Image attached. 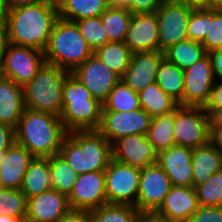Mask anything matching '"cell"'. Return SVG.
I'll list each match as a JSON object with an SVG mask.
<instances>
[{
	"label": "cell",
	"instance_id": "obj_1",
	"mask_svg": "<svg viewBox=\"0 0 222 222\" xmlns=\"http://www.w3.org/2000/svg\"><path fill=\"white\" fill-rule=\"evenodd\" d=\"M2 13L7 43L45 51L53 25L59 18L56 0H42Z\"/></svg>",
	"mask_w": 222,
	"mask_h": 222
},
{
	"label": "cell",
	"instance_id": "obj_58",
	"mask_svg": "<svg viewBox=\"0 0 222 222\" xmlns=\"http://www.w3.org/2000/svg\"><path fill=\"white\" fill-rule=\"evenodd\" d=\"M3 78V74H2V71H1V68H0V80Z\"/></svg>",
	"mask_w": 222,
	"mask_h": 222
},
{
	"label": "cell",
	"instance_id": "obj_22",
	"mask_svg": "<svg viewBox=\"0 0 222 222\" xmlns=\"http://www.w3.org/2000/svg\"><path fill=\"white\" fill-rule=\"evenodd\" d=\"M34 156L28 149L14 143L8 150L0 166V183L2 188L20 189L24 174Z\"/></svg>",
	"mask_w": 222,
	"mask_h": 222
},
{
	"label": "cell",
	"instance_id": "obj_32",
	"mask_svg": "<svg viewBox=\"0 0 222 222\" xmlns=\"http://www.w3.org/2000/svg\"><path fill=\"white\" fill-rule=\"evenodd\" d=\"M49 168L52 189L68 197L79 174L70 166L60 153L49 157Z\"/></svg>",
	"mask_w": 222,
	"mask_h": 222
},
{
	"label": "cell",
	"instance_id": "obj_18",
	"mask_svg": "<svg viewBox=\"0 0 222 222\" xmlns=\"http://www.w3.org/2000/svg\"><path fill=\"white\" fill-rule=\"evenodd\" d=\"M164 52H137L131 56L130 63L121 80L137 94L149 84L156 82L157 73Z\"/></svg>",
	"mask_w": 222,
	"mask_h": 222
},
{
	"label": "cell",
	"instance_id": "obj_53",
	"mask_svg": "<svg viewBox=\"0 0 222 222\" xmlns=\"http://www.w3.org/2000/svg\"><path fill=\"white\" fill-rule=\"evenodd\" d=\"M109 7L125 8L131 12V0H108Z\"/></svg>",
	"mask_w": 222,
	"mask_h": 222
},
{
	"label": "cell",
	"instance_id": "obj_51",
	"mask_svg": "<svg viewBox=\"0 0 222 222\" xmlns=\"http://www.w3.org/2000/svg\"><path fill=\"white\" fill-rule=\"evenodd\" d=\"M140 222H177L157 215L155 212L142 213Z\"/></svg>",
	"mask_w": 222,
	"mask_h": 222
},
{
	"label": "cell",
	"instance_id": "obj_9",
	"mask_svg": "<svg viewBox=\"0 0 222 222\" xmlns=\"http://www.w3.org/2000/svg\"><path fill=\"white\" fill-rule=\"evenodd\" d=\"M141 169L110 160L105 169V190L109 204L136 207Z\"/></svg>",
	"mask_w": 222,
	"mask_h": 222
},
{
	"label": "cell",
	"instance_id": "obj_5",
	"mask_svg": "<svg viewBox=\"0 0 222 222\" xmlns=\"http://www.w3.org/2000/svg\"><path fill=\"white\" fill-rule=\"evenodd\" d=\"M94 54L75 22L58 18L44 51L47 63L70 73Z\"/></svg>",
	"mask_w": 222,
	"mask_h": 222
},
{
	"label": "cell",
	"instance_id": "obj_52",
	"mask_svg": "<svg viewBox=\"0 0 222 222\" xmlns=\"http://www.w3.org/2000/svg\"><path fill=\"white\" fill-rule=\"evenodd\" d=\"M193 9L211 8V0H179Z\"/></svg>",
	"mask_w": 222,
	"mask_h": 222
},
{
	"label": "cell",
	"instance_id": "obj_14",
	"mask_svg": "<svg viewBox=\"0 0 222 222\" xmlns=\"http://www.w3.org/2000/svg\"><path fill=\"white\" fill-rule=\"evenodd\" d=\"M172 186L169 176L157 163L141 169L136 208L141 213L155 212Z\"/></svg>",
	"mask_w": 222,
	"mask_h": 222
},
{
	"label": "cell",
	"instance_id": "obj_43",
	"mask_svg": "<svg viewBox=\"0 0 222 222\" xmlns=\"http://www.w3.org/2000/svg\"><path fill=\"white\" fill-rule=\"evenodd\" d=\"M15 142V128L0 123V150H8Z\"/></svg>",
	"mask_w": 222,
	"mask_h": 222
},
{
	"label": "cell",
	"instance_id": "obj_21",
	"mask_svg": "<svg viewBox=\"0 0 222 222\" xmlns=\"http://www.w3.org/2000/svg\"><path fill=\"white\" fill-rule=\"evenodd\" d=\"M198 207L197 194L193 186L173 185L155 213L173 221L188 222Z\"/></svg>",
	"mask_w": 222,
	"mask_h": 222
},
{
	"label": "cell",
	"instance_id": "obj_25",
	"mask_svg": "<svg viewBox=\"0 0 222 222\" xmlns=\"http://www.w3.org/2000/svg\"><path fill=\"white\" fill-rule=\"evenodd\" d=\"M52 189L49 157H34L24 174L20 190L27 199Z\"/></svg>",
	"mask_w": 222,
	"mask_h": 222
},
{
	"label": "cell",
	"instance_id": "obj_57",
	"mask_svg": "<svg viewBox=\"0 0 222 222\" xmlns=\"http://www.w3.org/2000/svg\"><path fill=\"white\" fill-rule=\"evenodd\" d=\"M17 222H32V221H30V220L27 219V218H24V219L18 220Z\"/></svg>",
	"mask_w": 222,
	"mask_h": 222
},
{
	"label": "cell",
	"instance_id": "obj_10",
	"mask_svg": "<svg viewBox=\"0 0 222 222\" xmlns=\"http://www.w3.org/2000/svg\"><path fill=\"white\" fill-rule=\"evenodd\" d=\"M193 8L179 0H165L156 10L159 23L160 51L188 40L187 25Z\"/></svg>",
	"mask_w": 222,
	"mask_h": 222
},
{
	"label": "cell",
	"instance_id": "obj_50",
	"mask_svg": "<svg viewBox=\"0 0 222 222\" xmlns=\"http://www.w3.org/2000/svg\"><path fill=\"white\" fill-rule=\"evenodd\" d=\"M210 143L222 153V128H210Z\"/></svg>",
	"mask_w": 222,
	"mask_h": 222
},
{
	"label": "cell",
	"instance_id": "obj_40",
	"mask_svg": "<svg viewBox=\"0 0 222 222\" xmlns=\"http://www.w3.org/2000/svg\"><path fill=\"white\" fill-rule=\"evenodd\" d=\"M190 40L202 42L208 32V8L193 9L187 25Z\"/></svg>",
	"mask_w": 222,
	"mask_h": 222
},
{
	"label": "cell",
	"instance_id": "obj_42",
	"mask_svg": "<svg viewBox=\"0 0 222 222\" xmlns=\"http://www.w3.org/2000/svg\"><path fill=\"white\" fill-rule=\"evenodd\" d=\"M165 0H131V13L156 12Z\"/></svg>",
	"mask_w": 222,
	"mask_h": 222
},
{
	"label": "cell",
	"instance_id": "obj_6",
	"mask_svg": "<svg viewBox=\"0 0 222 222\" xmlns=\"http://www.w3.org/2000/svg\"><path fill=\"white\" fill-rule=\"evenodd\" d=\"M69 73L45 62L36 76L23 87L25 108L60 116L63 85Z\"/></svg>",
	"mask_w": 222,
	"mask_h": 222
},
{
	"label": "cell",
	"instance_id": "obj_12",
	"mask_svg": "<svg viewBox=\"0 0 222 222\" xmlns=\"http://www.w3.org/2000/svg\"><path fill=\"white\" fill-rule=\"evenodd\" d=\"M151 120L152 117L141 107L125 112L102 111L98 131L113 144L119 138L128 135H146Z\"/></svg>",
	"mask_w": 222,
	"mask_h": 222
},
{
	"label": "cell",
	"instance_id": "obj_36",
	"mask_svg": "<svg viewBox=\"0 0 222 222\" xmlns=\"http://www.w3.org/2000/svg\"><path fill=\"white\" fill-rule=\"evenodd\" d=\"M27 198L20 189L2 188L0 190V214L24 219Z\"/></svg>",
	"mask_w": 222,
	"mask_h": 222
},
{
	"label": "cell",
	"instance_id": "obj_39",
	"mask_svg": "<svg viewBox=\"0 0 222 222\" xmlns=\"http://www.w3.org/2000/svg\"><path fill=\"white\" fill-rule=\"evenodd\" d=\"M201 44L206 53L222 50V10L208 8V32Z\"/></svg>",
	"mask_w": 222,
	"mask_h": 222
},
{
	"label": "cell",
	"instance_id": "obj_41",
	"mask_svg": "<svg viewBox=\"0 0 222 222\" xmlns=\"http://www.w3.org/2000/svg\"><path fill=\"white\" fill-rule=\"evenodd\" d=\"M188 222H222V206H200Z\"/></svg>",
	"mask_w": 222,
	"mask_h": 222
},
{
	"label": "cell",
	"instance_id": "obj_37",
	"mask_svg": "<svg viewBox=\"0 0 222 222\" xmlns=\"http://www.w3.org/2000/svg\"><path fill=\"white\" fill-rule=\"evenodd\" d=\"M75 23L81 35L94 51L109 42L108 34L102 25L101 16L84 18L75 21Z\"/></svg>",
	"mask_w": 222,
	"mask_h": 222
},
{
	"label": "cell",
	"instance_id": "obj_8",
	"mask_svg": "<svg viewBox=\"0 0 222 222\" xmlns=\"http://www.w3.org/2000/svg\"><path fill=\"white\" fill-rule=\"evenodd\" d=\"M46 62L44 52L27 46L7 43L0 68L4 78L26 86Z\"/></svg>",
	"mask_w": 222,
	"mask_h": 222
},
{
	"label": "cell",
	"instance_id": "obj_33",
	"mask_svg": "<svg viewBox=\"0 0 222 222\" xmlns=\"http://www.w3.org/2000/svg\"><path fill=\"white\" fill-rule=\"evenodd\" d=\"M100 16L109 42H124L132 13L125 8L108 7Z\"/></svg>",
	"mask_w": 222,
	"mask_h": 222
},
{
	"label": "cell",
	"instance_id": "obj_13",
	"mask_svg": "<svg viewBox=\"0 0 222 222\" xmlns=\"http://www.w3.org/2000/svg\"><path fill=\"white\" fill-rule=\"evenodd\" d=\"M71 74L77 78L101 104L121 77L108 68L95 54L76 67Z\"/></svg>",
	"mask_w": 222,
	"mask_h": 222
},
{
	"label": "cell",
	"instance_id": "obj_28",
	"mask_svg": "<svg viewBox=\"0 0 222 222\" xmlns=\"http://www.w3.org/2000/svg\"><path fill=\"white\" fill-rule=\"evenodd\" d=\"M156 83L167 95L183 106L184 70L164 58L158 69Z\"/></svg>",
	"mask_w": 222,
	"mask_h": 222
},
{
	"label": "cell",
	"instance_id": "obj_3",
	"mask_svg": "<svg viewBox=\"0 0 222 222\" xmlns=\"http://www.w3.org/2000/svg\"><path fill=\"white\" fill-rule=\"evenodd\" d=\"M59 153L80 175L103 171L112 159V144L98 130L68 132Z\"/></svg>",
	"mask_w": 222,
	"mask_h": 222
},
{
	"label": "cell",
	"instance_id": "obj_7",
	"mask_svg": "<svg viewBox=\"0 0 222 222\" xmlns=\"http://www.w3.org/2000/svg\"><path fill=\"white\" fill-rule=\"evenodd\" d=\"M210 118L205 107L179 106L175 110L173 136L176 145L197 148L210 143Z\"/></svg>",
	"mask_w": 222,
	"mask_h": 222
},
{
	"label": "cell",
	"instance_id": "obj_29",
	"mask_svg": "<svg viewBox=\"0 0 222 222\" xmlns=\"http://www.w3.org/2000/svg\"><path fill=\"white\" fill-rule=\"evenodd\" d=\"M94 54L108 68L122 77L128 68L133 53L125 42H108L97 48Z\"/></svg>",
	"mask_w": 222,
	"mask_h": 222
},
{
	"label": "cell",
	"instance_id": "obj_15",
	"mask_svg": "<svg viewBox=\"0 0 222 222\" xmlns=\"http://www.w3.org/2000/svg\"><path fill=\"white\" fill-rule=\"evenodd\" d=\"M72 210H94L108 204L105 190V170L78 175L68 196Z\"/></svg>",
	"mask_w": 222,
	"mask_h": 222
},
{
	"label": "cell",
	"instance_id": "obj_24",
	"mask_svg": "<svg viewBox=\"0 0 222 222\" xmlns=\"http://www.w3.org/2000/svg\"><path fill=\"white\" fill-rule=\"evenodd\" d=\"M222 170V153L211 143L192 148L193 187L207 181L213 173Z\"/></svg>",
	"mask_w": 222,
	"mask_h": 222
},
{
	"label": "cell",
	"instance_id": "obj_48",
	"mask_svg": "<svg viewBox=\"0 0 222 222\" xmlns=\"http://www.w3.org/2000/svg\"><path fill=\"white\" fill-rule=\"evenodd\" d=\"M210 118V128H222V109H205Z\"/></svg>",
	"mask_w": 222,
	"mask_h": 222
},
{
	"label": "cell",
	"instance_id": "obj_23",
	"mask_svg": "<svg viewBox=\"0 0 222 222\" xmlns=\"http://www.w3.org/2000/svg\"><path fill=\"white\" fill-rule=\"evenodd\" d=\"M25 109L23 87L13 80H0V123L16 128Z\"/></svg>",
	"mask_w": 222,
	"mask_h": 222
},
{
	"label": "cell",
	"instance_id": "obj_20",
	"mask_svg": "<svg viewBox=\"0 0 222 222\" xmlns=\"http://www.w3.org/2000/svg\"><path fill=\"white\" fill-rule=\"evenodd\" d=\"M69 210L68 197L50 189L27 199L25 218L32 222H58Z\"/></svg>",
	"mask_w": 222,
	"mask_h": 222
},
{
	"label": "cell",
	"instance_id": "obj_17",
	"mask_svg": "<svg viewBox=\"0 0 222 222\" xmlns=\"http://www.w3.org/2000/svg\"><path fill=\"white\" fill-rule=\"evenodd\" d=\"M124 42L132 53L160 51L159 23L156 13H132Z\"/></svg>",
	"mask_w": 222,
	"mask_h": 222
},
{
	"label": "cell",
	"instance_id": "obj_47",
	"mask_svg": "<svg viewBox=\"0 0 222 222\" xmlns=\"http://www.w3.org/2000/svg\"><path fill=\"white\" fill-rule=\"evenodd\" d=\"M42 0H3L0 3V11H7L19 6L29 5Z\"/></svg>",
	"mask_w": 222,
	"mask_h": 222
},
{
	"label": "cell",
	"instance_id": "obj_26",
	"mask_svg": "<svg viewBox=\"0 0 222 222\" xmlns=\"http://www.w3.org/2000/svg\"><path fill=\"white\" fill-rule=\"evenodd\" d=\"M59 18L75 22L100 16L108 7V0H56Z\"/></svg>",
	"mask_w": 222,
	"mask_h": 222
},
{
	"label": "cell",
	"instance_id": "obj_31",
	"mask_svg": "<svg viewBox=\"0 0 222 222\" xmlns=\"http://www.w3.org/2000/svg\"><path fill=\"white\" fill-rule=\"evenodd\" d=\"M175 111L152 118L147 130L146 138L152 143L158 152L176 145L173 136Z\"/></svg>",
	"mask_w": 222,
	"mask_h": 222
},
{
	"label": "cell",
	"instance_id": "obj_35",
	"mask_svg": "<svg viewBox=\"0 0 222 222\" xmlns=\"http://www.w3.org/2000/svg\"><path fill=\"white\" fill-rule=\"evenodd\" d=\"M92 222H140L142 213L132 205L105 204L91 210Z\"/></svg>",
	"mask_w": 222,
	"mask_h": 222
},
{
	"label": "cell",
	"instance_id": "obj_44",
	"mask_svg": "<svg viewBox=\"0 0 222 222\" xmlns=\"http://www.w3.org/2000/svg\"><path fill=\"white\" fill-rule=\"evenodd\" d=\"M58 222H92L91 212L70 209Z\"/></svg>",
	"mask_w": 222,
	"mask_h": 222
},
{
	"label": "cell",
	"instance_id": "obj_45",
	"mask_svg": "<svg viewBox=\"0 0 222 222\" xmlns=\"http://www.w3.org/2000/svg\"><path fill=\"white\" fill-rule=\"evenodd\" d=\"M217 79L211 91V96L205 109H222V79Z\"/></svg>",
	"mask_w": 222,
	"mask_h": 222
},
{
	"label": "cell",
	"instance_id": "obj_19",
	"mask_svg": "<svg viewBox=\"0 0 222 222\" xmlns=\"http://www.w3.org/2000/svg\"><path fill=\"white\" fill-rule=\"evenodd\" d=\"M157 164L174 186H193L192 148L174 145L158 152Z\"/></svg>",
	"mask_w": 222,
	"mask_h": 222
},
{
	"label": "cell",
	"instance_id": "obj_30",
	"mask_svg": "<svg viewBox=\"0 0 222 222\" xmlns=\"http://www.w3.org/2000/svg\"><path fill=\"white\" fill-rule=\"evenodd\" d=\"M206 54L201 42L190 39L172 45L164 51V57L182 70L191 67Z\"/></svg>",
	"mask_w": 222,
	"mask_h": 222
},
{
	"label": "cell",
	"instance_id": "obj_27",
	"mask_svg": "<svg viewBox=\"0 0 222 222\" xmlns=\"http://www.w3.org/2000/svg\"><path fill=\"white\" fill-rule=\"evenodd\" d=\"M138 95L140 107L152 118L175 111L180 106L156 82L149 84Z\"/></svg>",
	"mask_w": 222,
	"mask_h": 222
},
{
	"label": "cell",
	"instance_id": "obj_46",
	"mask_svg": "<svg viewBox=\"0 0 222 222\" xmlns=\"http://www.w3.org/2000/svg\"><path fill=\"white\" fill-rule=\"evenodd\" d=\"M208 54L212 61V67L216 79H222V50H215Z\"/></svg>",
	"mask_w": 222,
	"mask_h": 222
},
{
	"label": "cell",
	"instance_id": "obj_49",
	"mask_svg": "<svg viewBox=\"0 0 222 222\" xmlns=\"http://www.w3.org/2000/svg\"><path fill=\"white\" fill-rule=\"evenodd\" d=\"M7 45L6 25L2 11H0V63L4 49Z\"/></svg>",
	"mask_w": 222,
	"mask_h": 222
},
{
	"label": "cell",
	"instance_id": "obj_2",
	"mask_svg": "<svg viewBox=\"0 0 222 222\" xmlns=\"http://www.w3.org/2000/svg\"><path fill=\"white\" fill-rule=\"evenodd\" d=\"M67 134L59 116L27 108L15 128L16 143L39 158H48L59 153Z\"/></svg>",
	"mask_w": 222,
	"mask_h": 222
},
{
	"label": "cell",
	"instance_id": "obj_11",
	"mask_svg": "<svg viewBox=\"0 0 222 222\" xmlns=\"http://www.w3.org/2000/svg\"><path fill=\"white\" fill-rule=\"evenodd\" d=\"M216 81L212 61L207 53L184 70L183 106L205 107Z\"/></svg>",
	"mask_w": 222,
	"mask_h": 222
},
{
	"label": "cell",
	"instance_id": "obj_38",
	"mask_svg": "<svg viewBox=\"0 0 222 222\" xmlns=\"http://www.w3.org/2000/svg\"><path fill=\"white\" fill-rule=\"evenodd\" d=\"M200 206H222V170L195 187Z\"/></svg>",
	"mask_w": 222,
	"mask_h": 222
},
{
	"label": "cell",
	"instance_id": "obj_4",
	"mask_svg": "<svg viewBox=\"0 0 222 222\" xmlns=\"http://www.w3.org/2000/svg\"><path fill=\"white\" fill-rule=\"evenodd\" d=\"M102 104L71 73L68 74L62 94V113L59 116L68 132L98 130L101 124Z\"/></svg>",
	"mask_w": 222,
	"mask_h": 222
},
{
	"label": "cell",
	"instance_id": "obj_34",
	"mask_svg": "<svg viewBox=\"0 0 222 222\" xmlns=\"http://www.w3.org/2000/svg\"><path fill=\"white\" fill-rule=\"evenodd\" d=\"M140 108L139 95L120 80L102 104V111L125 112Z\"/></svg>",
	"mask_w": 222,
	"mask_h": 222
},
{
	"label": "cell",
	"instance_id": "obj_54",
	"mask_svg": "<svg viewBox=\"0 0 222 222\" xmlns=\"http://www.w3.org/2000/svg\"><path fill=\"white\" fill-rule=\"evenodd\" d=\"M18 220V218L0 214V222H17Z\"/></svg>",
	"mask_w": 222,
	"mask_h": 222
},
{
	"label": "cell",
	"instance_id": "obj_16",
	"mask_svg": "<svg viewBox=\"0 0 222 222\" xmlns=\"http://www.w3.org/2000/svg\"><path fill=\"white\" fill-rule=\"evenodd\" d=\"M157 151L145 135L132 134L119 138L112 144V158L139 169L157 163Z\"/></svg>",
	"mask_w": 222,
	"mask_h": 222
},
{
	"label": "cell",
	"instance_id": "obj_56",
	"mask_svg": "<svg viewBox=\"0 0 222 222\" xmlns=\"http://www.w3.org/2000/svg\"><path fill=\"white\" fill-rule=\"evenodd\" d=\"M5 156H6V150H0V166L5 159Z\"/></svg>",
	"mask_w": 222,
	"mask_h": 222
},
{
	"label": "cell",
	"instance_id": "obj_55",
	"mask_svg": "<svg viewBox=\"0 0 222 222\" xmlns=\"http://www.w3.org/2000/svg\"><path fill=\"white\" fill-rule=\"evenodd\" d=\"M211 9L222 10V0H211Z\"/></svg>",
	"mask_w": 222,
	"mask_h": 222
}]
</instances>
